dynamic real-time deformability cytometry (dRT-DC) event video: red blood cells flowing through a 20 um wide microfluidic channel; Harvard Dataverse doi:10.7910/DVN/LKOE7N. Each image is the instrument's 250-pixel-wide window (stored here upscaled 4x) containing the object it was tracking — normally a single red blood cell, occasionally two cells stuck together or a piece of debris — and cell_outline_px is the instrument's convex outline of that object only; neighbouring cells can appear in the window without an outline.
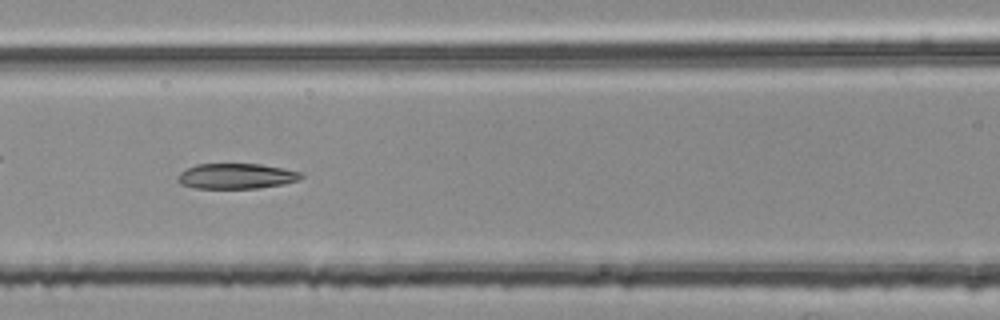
{"species": "common noctule bat (a hibernating species)", "species_latin": "Nyctalus noctula", "temperature_condition": "room temperature", "stored_images_in_passage": 34, "camera_frame_rate_fps": 3000, "um_per_image_px": 0.085, "animal": {"sex": "female", "body_mass_g": 25.1}, "frame": {"image": 1, "passage_image": 8, "time_ms": 2.333, "image_size_px": [1000, 320], "cell_outline_px": [[304, 176], [300, 180], [284, 184], [260, 188], [192, 188], [180, 184], [176, 180], [176, 176], [180, 172], [196, 164], [260, 164], [284, 168], [304, 172]], "centroid_in_image_um": [20.11, 14.97], "position_along_channel_um": 146.5, "area_um2": 18.55}}
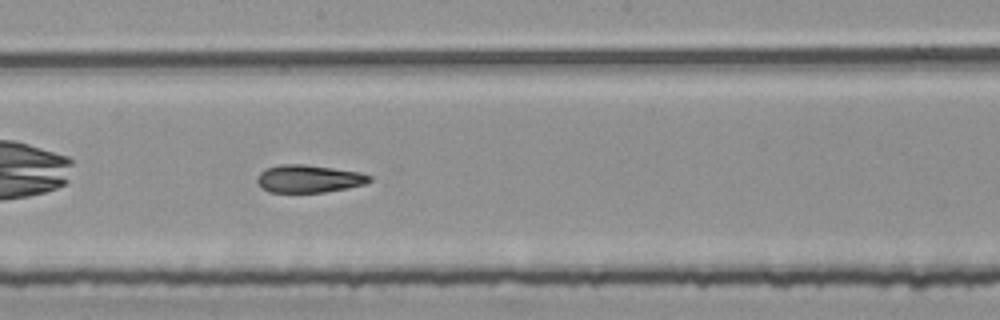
{"frame": {"image": 2, "passage_image": 14, "time_ms": 4.333, "image_size_px": [1000, 320], "cell_outline_px": [[372, 180], [364, 184], [348, 188], [324, 192], [268, 192], [256, 180], [260, 172], [268, 168], [280, 164], [304, 164], [360, 172], [372, 176]], "centroid_in_image_um": [26.28, 15.19], "position_along_channel_um": 221.9, "area_um2": 17.98}}
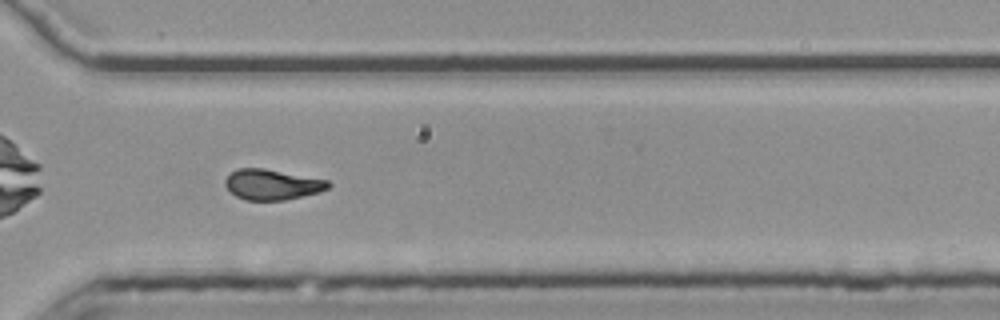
{"frame": {"image": 3, "passage_image": 24, "time_ms": 7.667, "image_size_px": [1000, 320], "cell_outline_px": [[332, 184], [328, 188], [320, 192], [284, 200], [244, 200], [236, 196], [224, 184], [224, 180], [236, 168], [264, 168], [328, 180]], "centroid_in_image_um": [23.13, 15.68], "position_along_channel_um": 347.5, "area_um2": 18.26}, "authors_computed_cell_mechanics": {"area_um2": 18.5538, "velocity_mm_per_s": 3.7793, "shape_relaxation_time_tau1_ms": null, "shape_relaxation_time_tau2_ms": 3.4256, "deformation_change_tau1": null, "deformation_change_tau2": 0.1061}}